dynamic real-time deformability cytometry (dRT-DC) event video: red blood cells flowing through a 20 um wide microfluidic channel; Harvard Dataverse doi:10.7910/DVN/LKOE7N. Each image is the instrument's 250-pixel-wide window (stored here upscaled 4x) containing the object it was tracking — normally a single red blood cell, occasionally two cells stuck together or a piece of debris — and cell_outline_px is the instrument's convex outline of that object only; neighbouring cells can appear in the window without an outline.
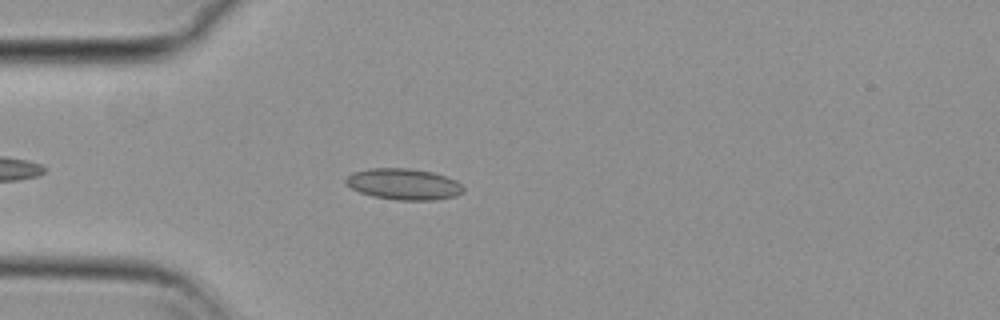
{"species": "common noctule bat (a hibernating species)", "species_latin": "Nyctalus noctula", "temperature_condition": "cold", "stored_images_in_passage": 45, "camera_frame_rate_fps": 3000, "um_per_image_px": 0.085, "animal": {"sex": "female", "body_mass_g": 29.2, "forearm_length_mm": 56.3}, "frame": {"image": 1, "passage_image": 5, "time_ms": 1.333, "image_size_px": [1000, 320], "cell_outline_px": [[464, 192], [456, 196], [436, 200], [396, 200], [372, 196], [360, 192], [344, 184], [344, 180], [352, 172], [368, 168], [408, 168], [432, 172], [456, 180], [464, 188]], "centroid_in_image_um": [34.3, 15.65], "position_along_channel_um": 50.7, "area_um2": 21.5}}
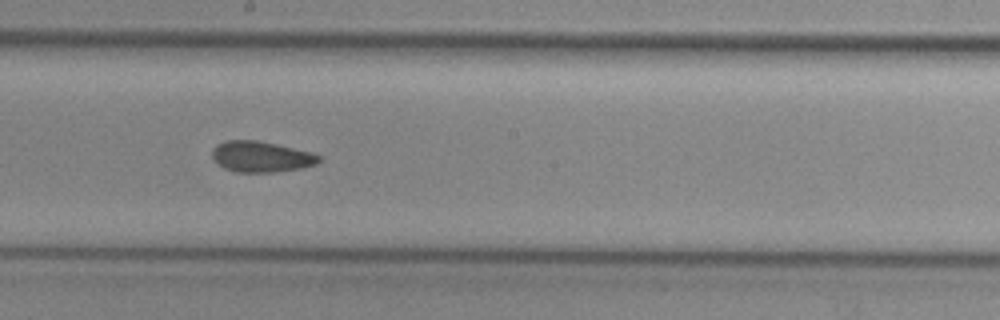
{"frame": {"image": 2, "passage_image": 20, "time_ms": 6.333, "image_size_px": [1000, 320], "cell_outline_px": [[320, 160], [316, 164], [304, 168], [276, 172], [236, 172], [224, 168], [212, 156], [212, 148], [216, 144], [224, 140], [256, 140], [276, 144], [312, 152], [320, 156]], "centroid_in_image_um": [22.2, 13.31], "position_along_channel_um": 226.0, "area_um2": 19.25}}
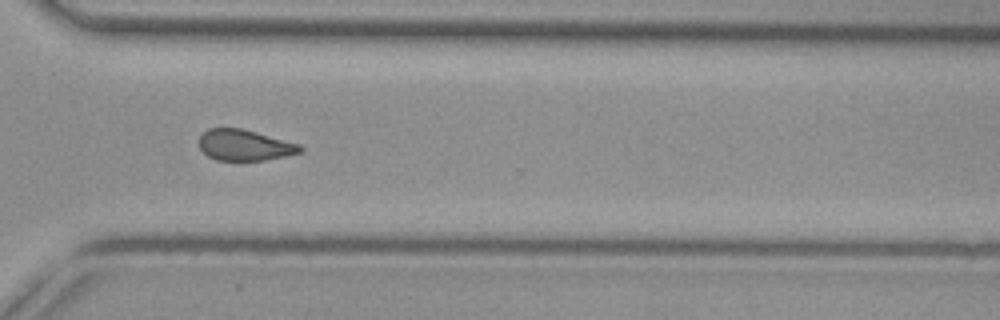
{"frame": {"image": 3, "passage_image": 30, "time_ms": 9.667, "image_size_px": [1000, 320], "cell_outline_px": [[304, 148], [300, 152], [288, 156], [264, 160], [216, 160], [208, 156], [200, 148], [200, 136], [208, 128], [240, 128], [256, 132], [300, 144]], "centroid_in_image_um": [20.81, 12.34], "position_along_channel_um": 349.8, "area_um2": 18.15}, "authors_computed_cell_mechanics": {"area_um2": 19.074, "velocity_mm_per_s": 3.7176, "shape_relaxation_time_tau1_ms": null, "shape_relaxation_time_tau2_ms": 3.9011, "deformation_change_tau1": null, "deformation_change_tau2": 0.1016}}